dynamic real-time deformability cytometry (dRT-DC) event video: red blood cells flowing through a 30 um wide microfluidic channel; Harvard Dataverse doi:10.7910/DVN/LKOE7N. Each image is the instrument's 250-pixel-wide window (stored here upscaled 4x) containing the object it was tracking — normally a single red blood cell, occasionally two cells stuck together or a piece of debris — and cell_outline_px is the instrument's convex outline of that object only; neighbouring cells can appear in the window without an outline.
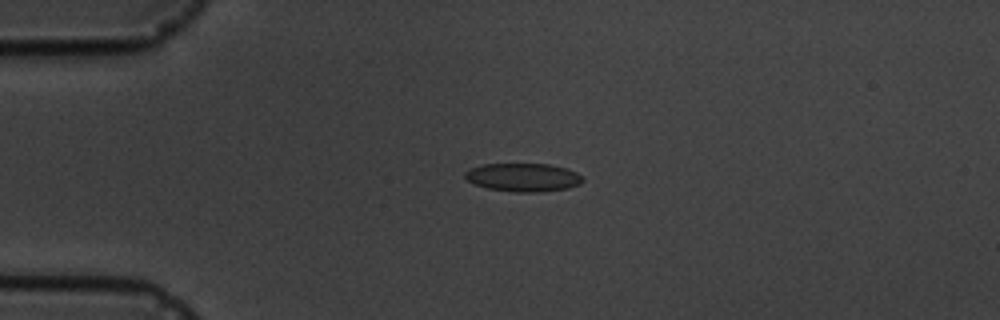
{"species": "common noctule bat (a hibernating species)", "species_latin": "Nyctalus noctula", "temperature_condition": "cold", "stored_images_in_passage": 4, "camera_frame_rate_fps": 3000, "um_per_image_px": 0.085, "animal": {"sex": "male", "body_mass_g": 19.5, "forearm_length_mm": 54.6}, "frame": {"image": 1, "passage_image": 2, "time_ms": 2.0, "image_size_px": [1000, 320], "cell_outline_px": [[584, 180], [580, 184], [568, 188], [544, 192], [512, 192], [488, 188], [472, 184], [464, 176], [464, 172], [468, 168], [484, 164], [548, 164], [568, 168], [576, 172]], "centroid_in_image_um": [44.45, 15.08], "position_along_channel_um": 40.5, "area_um2": 19.65}}
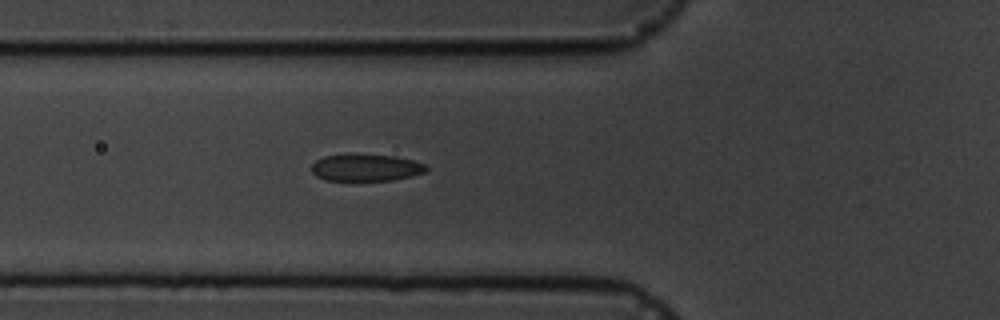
{"frame": {"image": 2, "passage_image": 4, "time_ms": 4.333, "image_size_px": [1000, 320], "cell_outline_px": [[428, 168], [424, 172], [412, 176], [392, 180], [324, 180], [316, 176], [312, 172], [312, 164], [316, 160], [324, 156], [352, 152], [396, 156], [412, 160], [424, 164]], "centroid_in_image_um": [31.06, 14.21], "position_along_channel_um": 94.7, "area_um2": 18.44}}